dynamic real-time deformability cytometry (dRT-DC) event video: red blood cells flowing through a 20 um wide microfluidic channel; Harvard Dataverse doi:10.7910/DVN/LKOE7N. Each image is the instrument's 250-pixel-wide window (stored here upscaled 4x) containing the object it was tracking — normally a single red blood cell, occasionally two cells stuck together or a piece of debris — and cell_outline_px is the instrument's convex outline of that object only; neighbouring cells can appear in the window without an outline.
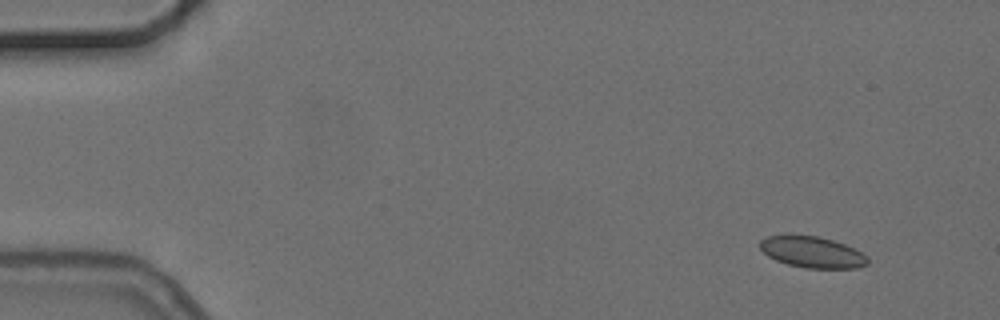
{"species": "common noctule bat (a hibernating species)", "species_latin": "Nyctalus noctula", "temperature_condition": "cold", "stored_images_in_passage": 6, "camera_frame_rate_fps": 3000, "um_per_image_px": 0.085, "animal": {"sex": "female", "body_mass_g": 24.6, "forearm_length_mm": 56.2}, "frame": {"image": 1, "passage_image": 2, "time_ms": 1.333, "image_size_px": [1000, 320], "cell_outline_px": [[868, 264], [856, 268], [804, 268], [788, 264], [776, 260], [768, 256], [760, 248], [760, 240], [768, 236], [788, 232], [820, 236], [844, 244], [868, 256]], "centroid_in_image_um": [68.99, 21.39], "position_along_channel_um": 16.0, "area_um2": 20.06}}